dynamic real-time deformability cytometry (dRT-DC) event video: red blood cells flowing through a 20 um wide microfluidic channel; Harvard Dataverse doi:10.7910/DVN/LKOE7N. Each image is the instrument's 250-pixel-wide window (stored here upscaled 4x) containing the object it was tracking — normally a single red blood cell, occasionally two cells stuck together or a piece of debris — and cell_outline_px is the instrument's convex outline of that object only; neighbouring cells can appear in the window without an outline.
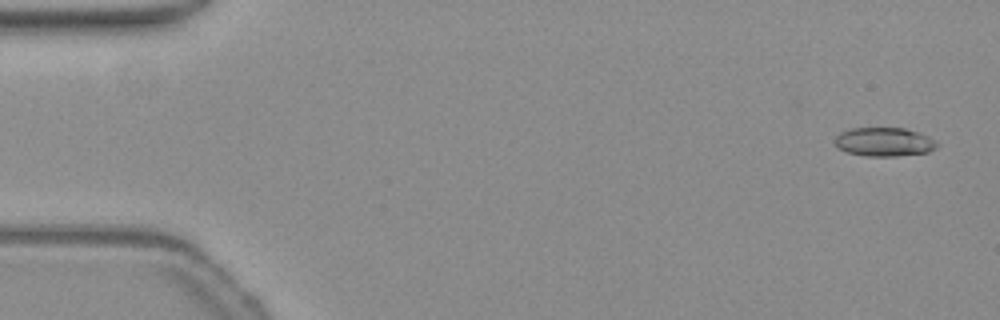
{"species": "common noctule bat (a hibernating species)", "species_latin": "Nyctalus noctula", "temperature_condition": "warm", "stored_images_in_passage": 53, "camera_frame_rate_fps": 3000, "um_per_image_px": 0.085, "animal": {"sex": "female", "body_mass_g": 19.3, "forearm_length_mm": 54.1}, "frame": {"image": 1, "passage_image": 1, "time_ms": 0.0, "image_size_px": [1000, 320], "cell_outline_px": [[940, 144], [936, 148], [928, 152], [892, 156], [864, 156], [848, 152], [840, 148], [836, 144], [836, 136], [840, 132], [852, 128], [904, 128], [916, 132]], "centroid_in_image_um": [75.14, 12.06], "position_along_channel_um": 9.9, "area_um2": 16.76}}
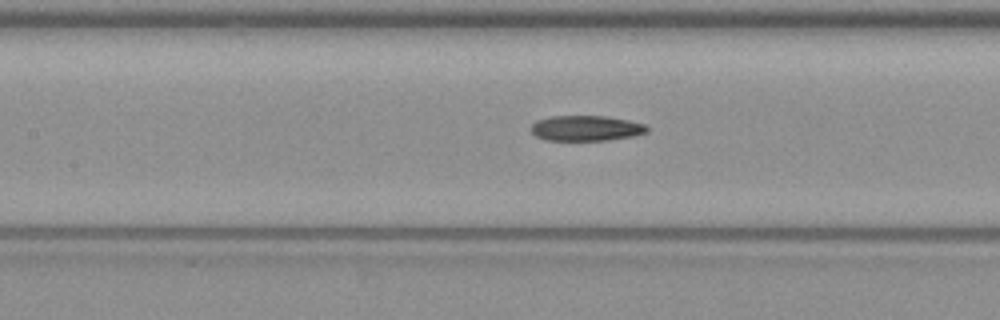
{"frame": {"image": 2, "passage_image": 23, "time_ms": 7.333, "image_size_px": [1000, 320], "cell_outline_px": [[648, 132], [632, 136], [608, 140], [544, 140], [536, 136], [532, 132], [532, 124], [536, 120], [552, 116], [604, 116], [628, 120], [644, 124], [648, 128]], "centroid_in_image_um": [49.8, 10.9], "position_along_channel_um": 157.6, "area_um2": 17.05}}
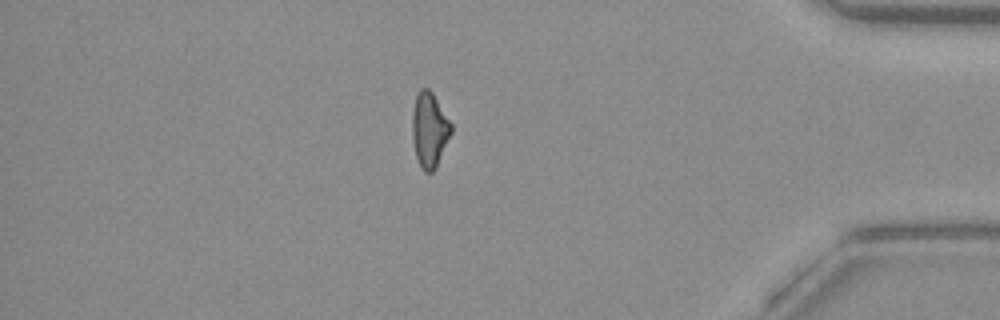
{"frame": {"image": 3, "passage_image": 45, "time_ms": 14.667, "image_size_px": [1000, 320], "cell_outline_px": [[452, 132], [436, 168], [432, 172], [424, 172], [420, 168], [416, 156], [412, 136], [412, 112], [416, 96], [420, 88], [428, 88], [432, 92], [452, 124]], "centroid_in_image_um": [36.5, 11.05], "position_along_channel_um": 398.7, "area_um2": 17.05}, "authors_computed_cell_mechanics": {"area_um2": 17.1666, "velocity_mm_per_s": 3.8228, "shape_relaxation_time_tau1_ms": null, "shape_relaxation_time_tau2_ms": 6.8323, "deformation_change_tau1": null, "deformation_change_tau2": 0.1645}}